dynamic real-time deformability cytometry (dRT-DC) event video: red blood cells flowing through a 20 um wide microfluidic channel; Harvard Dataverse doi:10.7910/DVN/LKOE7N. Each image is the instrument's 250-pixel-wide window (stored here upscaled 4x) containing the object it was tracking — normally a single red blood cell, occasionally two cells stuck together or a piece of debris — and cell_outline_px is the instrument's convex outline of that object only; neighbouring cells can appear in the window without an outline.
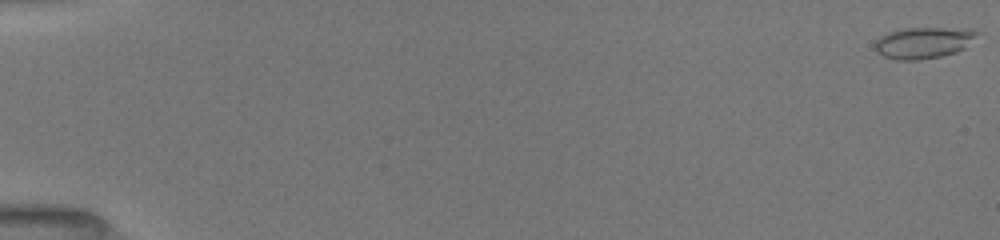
{"species": "common noctule bat (a hibernating species)", "species_latin": "Nyctalus noctula", "temperature_condition": "room temperature", "stored_images_in_passage": 52, "camera_frame_rate_fps": 3000, "um_per_image_px": 0.085, "animal": {"sex": "female", "body_mass_g": 19.5, "forearm_length_mm": 54.1}, "frame": {"image": 1, "passage_image": 1, "time_ms": 0.0, "image_size_px": [1000, 240], "cell_outline_px": [[980, 32], [964, 48], [956, 52], [940, 56], [920, 60], [896, 60], [884, 56], [876, 52], [872, 44], [880, 36], [888, 32], [904, 28], [972, 28]], "centroid_in_image_um": [78.46, 3.62], "position_along_channel_um": 6.5, "area_um2": 18.84}}
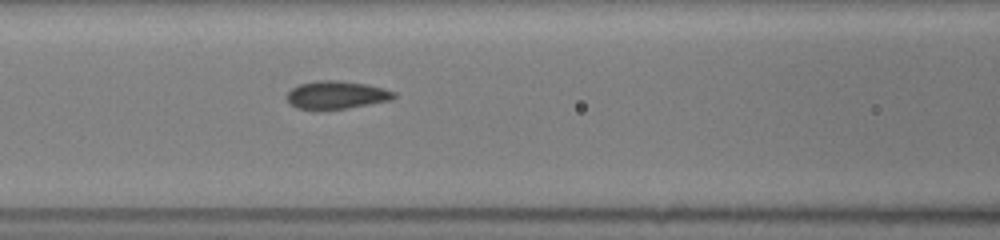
{"frame": {"image": 2, "passage_image": 24, "time_ms": 7.667, "image_size_px": [1000, 240], "cell_outline_px": [[396, 96], [392, 100], [348, 108], [296, 108], [288, 104], [284, 96], [292, 88], [300, 84], [320, 80], [336, 80], [364, 84], [384, 88], [396, 92]], "centroid_in_image_um": [28.59, 8.06], "position_along_channel_um": 138.0, "area_um2": 17.28}}
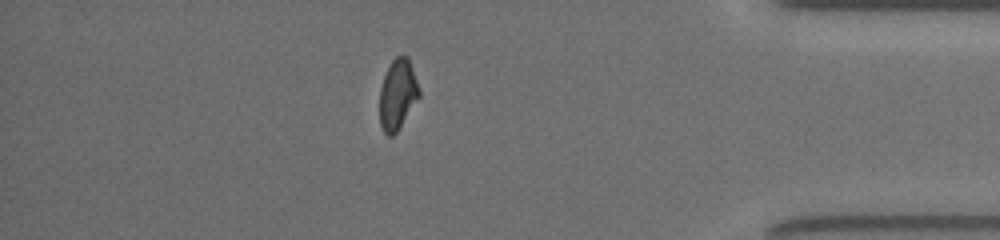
{"frame": {"image": 3, "passage_image": 46, "time_ms": 15.0, "image_size_px": [1000, 240], "cell_outline_px": [[420, 96], [396, 132], [392, 136], [388, 136], [384, 132], [380, 124], [380, 88], [384, 76], [392, 60], [396, 56], [408, 56], [420, 88]], "centroid_in_image_um": [33.81, 8.01], "position_along_channel_um": 401.4, "area_um2": 16.07}}